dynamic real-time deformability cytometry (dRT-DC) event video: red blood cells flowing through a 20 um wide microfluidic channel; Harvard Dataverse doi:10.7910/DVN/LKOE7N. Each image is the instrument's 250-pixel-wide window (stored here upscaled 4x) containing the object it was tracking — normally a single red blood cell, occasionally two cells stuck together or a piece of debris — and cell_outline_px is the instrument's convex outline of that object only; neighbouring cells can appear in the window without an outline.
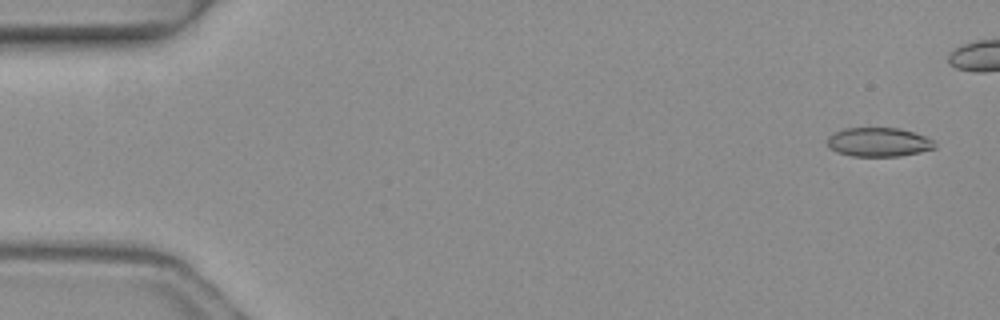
{"species": "common noctule bat (a hibernating species)", "species_latin": "Nyctalus noctula", "temperature_condition": "warm", "stored_images_in_passage": 4, "camera_frame_rate_fps": 3000, "um_per_image_px": 0.085, "animal": {"sex": "female", "body_mass_g": 19.3, "forearm_length_mm": 54.1}, "frame": {"image": 1, "passage_image": 4, "time_ms": 1.0, "image_size_px": [1000, 320], "cell_outline_px": [[936, 148], [920, 152], [900, 156], [852, 156], [836, 152], [828, 148], [828, 136], [844, 128], [900, 128], [924, 136], [932, 140], [936, 144]], "centroid_in_image_um": [74.67, 12.08], "position_along_channel_um": 10.3, "area_um2": 18.15}}